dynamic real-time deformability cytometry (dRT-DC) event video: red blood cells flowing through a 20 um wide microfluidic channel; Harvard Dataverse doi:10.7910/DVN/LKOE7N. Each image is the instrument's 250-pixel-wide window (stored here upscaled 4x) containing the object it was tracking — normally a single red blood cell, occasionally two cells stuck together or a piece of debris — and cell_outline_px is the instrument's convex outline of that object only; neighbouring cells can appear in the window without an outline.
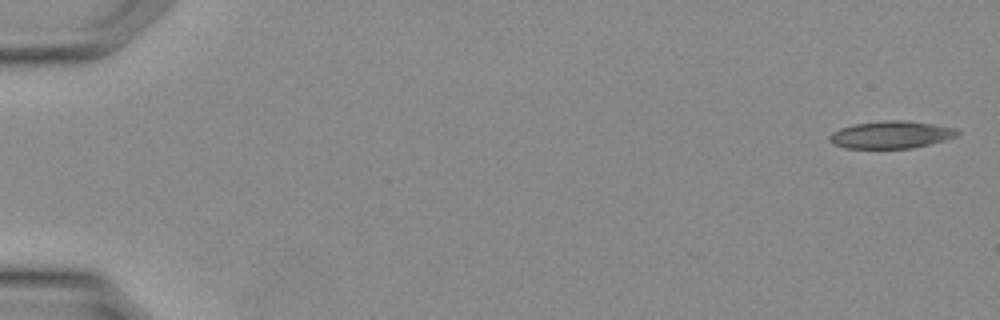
{"species": "Egyptian fruit bat (a non-hibernating species)", "species_latin": "Rousettus aegyptiacus", "temperature_condition": "warm", "stored_images_in_passage": 7, "camera_frame_rate_fps": 3000, "um_per_image_px": 0.085, "animal": {"sex": "female"}, "frame": {"image": 1, "passage_image": 1, "time_ms": 0.0, "image_size_px": [1000, 320], "cell_outline_px": [[960, 132], [956, 136], [944, 140], [912, 148], [844, 148], [832, 144], [828, 140], [828, 136], [832, 132], [840, 128], [856, 124], [884, 120], [908, 120], [956, 128]], "centroid_in_image_um": [75.7, 11.45], "position_along_channel_um": 9.3, "area_um2": 20.4}}